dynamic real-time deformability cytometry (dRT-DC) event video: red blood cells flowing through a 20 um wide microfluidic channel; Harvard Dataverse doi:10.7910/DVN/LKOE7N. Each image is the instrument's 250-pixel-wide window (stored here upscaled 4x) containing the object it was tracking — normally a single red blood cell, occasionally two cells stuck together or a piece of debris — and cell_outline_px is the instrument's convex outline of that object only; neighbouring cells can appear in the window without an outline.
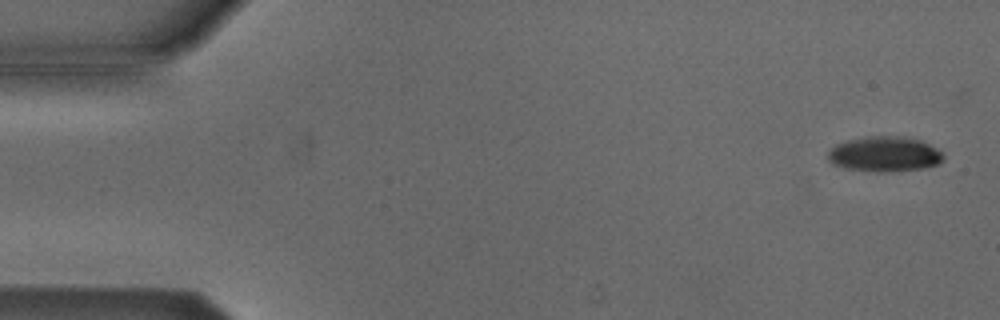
{"species": "Egyptian fruit bat (a non-hibernating species)", "species_latin": "Rousettus aegyptiacus", "temperature_condition": "cold", "stored_images_in_passage": 54, "camera_frame_rate_fps": 3000, "um_per_image_px": 0.085, "animal": {"sex": "male"}, "frame": {"image": 1, "passage_image": 2, "time_ms": 0.333, "image_size_px": [1000, 320], "cell_outline_px": [[944, 160], [940, 164], [924, 168], [888, 172], [876, 172], [844, 168], [832, 164], [828, 160], [828, 152], [836, 144], [848, 140], [868, 136], [904, 136], [920, 140], [936, 148], [944, 156]], "centroid_in_image_um": [75.19, 13.11], "position_along_channel_um": 9.8, "area_um2": 23.81}}
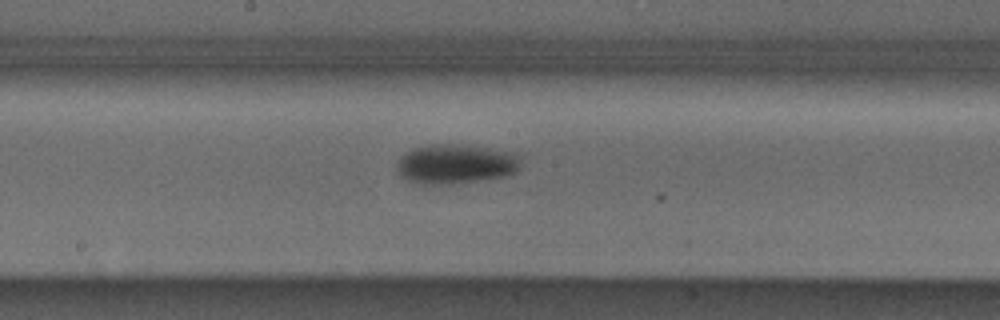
{"frame": {"image": 2, "passage_image": 28, "time_ms": 9.0, "image_size_px": [1000, 320], "cell_outline_px": [[520, 168], [516, 172], [504, 176], [452, 184], [412, 184], [404, 180], [396, 172], [396, 160], [400, 156], [416, 148], [428, 144], [460, 144], [488, 148], [504, 152], [516, 156], [520, 164]], "centroid_in_image_um": [38.6, 13.96], "position_along_channel_um": 209.6, "area_um2": 28.55}}
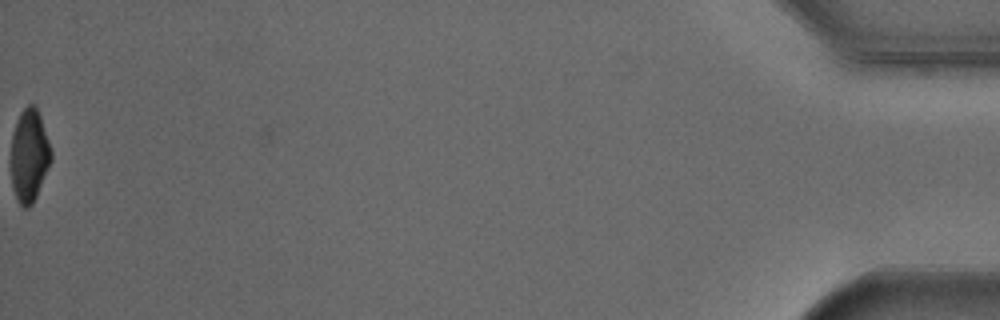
{"frame": {"image": 3, "passage_image": 54, "time_ms": 17.667, "image_size_px": [1000, 320], "cell_outline_px": [[52, 160], [36, 196], [32, 204], [28, 208], [24, 208], [16, 200], [12, 184], [12, 136], [16, 120], [20, 112], [28, 104], [36, 104], [52, 152]], "centroid_in_image_um": [2.5, 13.21], "position_along_channel_um": 432.7, "area_um2": 21.56}, "authors_computed_cell_mechanics": {"area_um2": 25.2875, "velocity_mm_per_s": 3.8241, "shape_relaxation_time_tau1_ms": 3.5833, "shape_relaxation_time_tau2_ms": null, "deformation_change_tau1": 0.1284, "deformation_change_tau2": null}}